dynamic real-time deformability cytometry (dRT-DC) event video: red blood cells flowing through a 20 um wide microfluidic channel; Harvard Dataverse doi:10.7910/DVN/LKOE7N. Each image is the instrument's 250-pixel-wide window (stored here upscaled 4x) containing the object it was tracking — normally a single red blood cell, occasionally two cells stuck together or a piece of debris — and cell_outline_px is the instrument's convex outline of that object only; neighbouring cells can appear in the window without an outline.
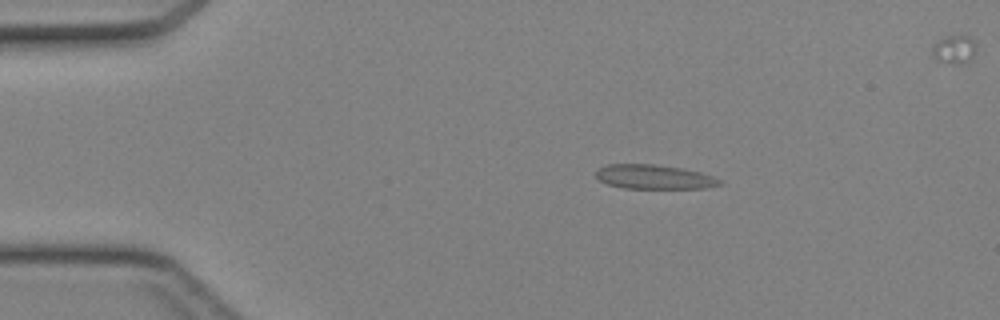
{"species": "Egyptian fruit bat (a non-hibernating species)", "species_latin": "Rousettus aegyptiacus", "temperature_condition": "cold", "stored_images_in_passage": 45, "camera_frame_rate_fps": 3000, "um_per_image_px": 0.085, "animal": {"sex": "female"}, "frame": {"image": 1, "passage_image": 8, "time_ms": 2.333, "image_size_px": [1000, 320], "cell_outline_px": [[720, 184], [704, 188], [624, 188], [608, 184], [600, 180], [596, 176], [596, 172], [600, 168], [608, 164], [652, 164], [680, 168], [700, 172], [712, 176], [720, 180]], "centroid_in_image_um": [55.57, 15.03], "position_along_channel_um": 29.4, "area_um2": 17.17}}
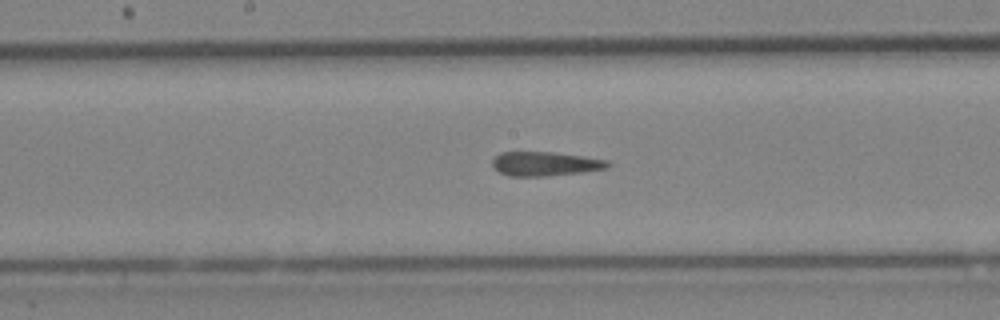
{"frame": {"image": 2, "passage_image": 23, "time_ms": 7.333, "image_size_px": [1000, 320], "cell_outline_px": [[612, 164], [608, 168], [580, 172], [544, 176], [508, 176], [500, 172], [492, 164], [492, 160], [500, 152], [552, 152], [584, 156], [608, 160]], "centroid_in_image_um": [46.36, 13.91], "position_along_channel_um": 201.8, "area_um2": 16.18}}
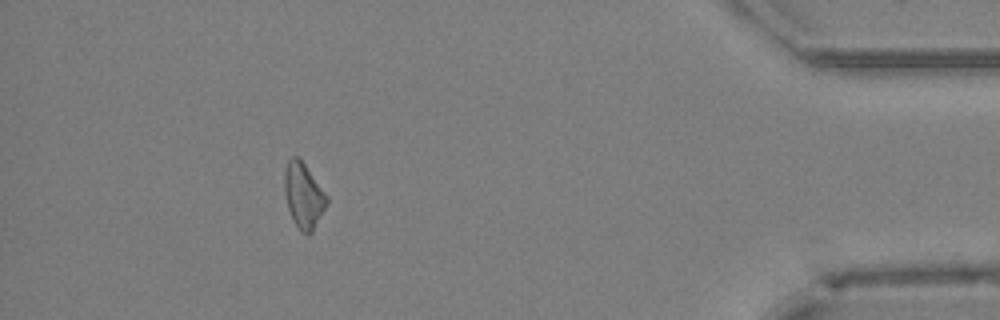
{"frame": {"image": 3, "passage_image": 40, "time_ms": 13.0, "image_size_px": [1000, 320], "cell_outline_px": [[328, 204], [312, 232], [300, 232], [292, 220], [288, 208], [284, 192], [284, 172], [288, 160], [292, 156], [300, 156], [328, 196]], "centroid_in_image_um": [25.8, 16.58], "position_along_channel_um": 409.4, "area_um2": 16.36}}